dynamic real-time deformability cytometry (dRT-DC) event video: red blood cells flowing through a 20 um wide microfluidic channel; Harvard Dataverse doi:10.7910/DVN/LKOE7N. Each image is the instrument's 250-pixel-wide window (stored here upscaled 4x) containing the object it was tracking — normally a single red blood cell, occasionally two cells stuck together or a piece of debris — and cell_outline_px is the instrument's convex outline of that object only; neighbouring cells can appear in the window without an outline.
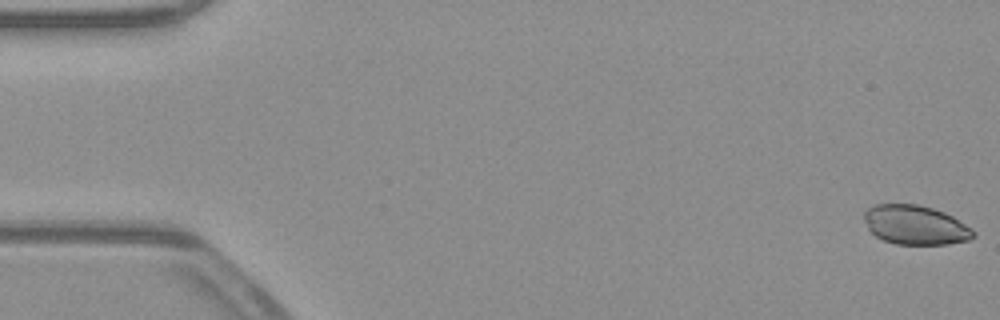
{"species": "common noctule bat (a hibernating species)", "species_latin": "Nyctalus noctula", "temperature_condition": "warm", "stored_images_in_passage": 53, "camera_frame_rate_fps": 3000, "um_per_image_px": 0.085, "animal": {"sex": "male", "body_mass_g": 23.1, "forearm_length_mm": 52.7}, "frame": {"image": 1, "passage_image": 1, "time_ms": 0.0, "image_size_px": [1000, 320], "cell_outline_px": [[976, 236], [968, 240], [948, 244], [896, 244], [884, 240], [876, 236], [868, 228], [864, 220], [864, 212], [868, 208], [876, 204], [916, 204], [932, 208], [944, 212], [952, 216], [972, 228], [976, 232]], "centroid_in_image_um": [77.82, 19.12], "position_along_channel_um": 7.2, "area_um2": 24.97}}
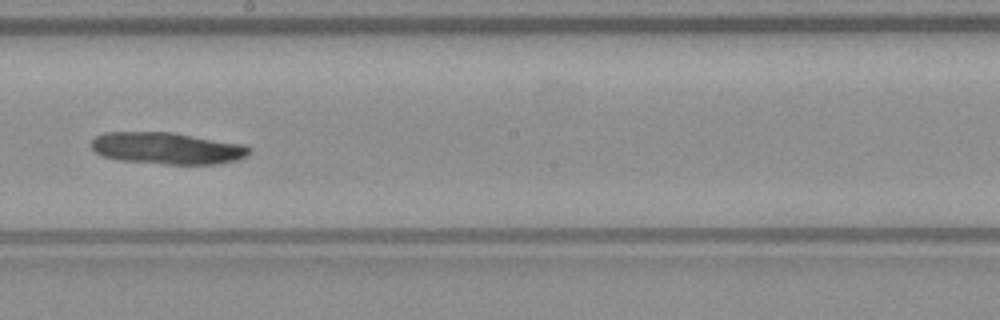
{"frame": {"image": 2, "passage_image": 30, "time_ms": 9.667, "image_size_px": [1000, 320], "cell_outline_px": [[252, 148], [240, 160], [220, 164], [168, 164], [116, 160], [100, 156], [88, 144], [96, 136], [104, 132], [172, 132], [244, 144]], "centroid_in_image_um": [14.18, 12.6], "position_along_channel_um": 234.0, "area_um2": 29.59}}
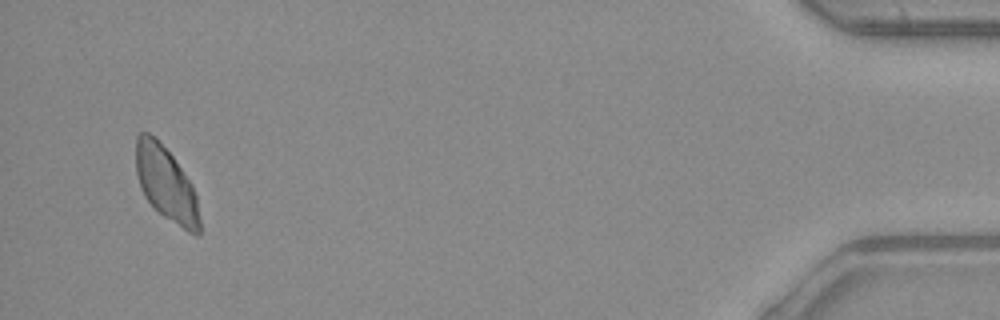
{"frame": {"image": 3, "passage_image": 51, "time_ms": 16.667, "image_size_px": [1000, 320], "cell_outline_px": [[200, 232], [196, 236], [188, 232], [164, 216], [144, 196], [140, 188], [136, 172], [136, 136], [140, 132], [148, 132], [172, 156], [192, 184], [196, 196], [200, 220]], "centroid_in_image_um": [14.12, 15.65], "position_along_channel_um": 421.1, "area_um2": 27.11}}